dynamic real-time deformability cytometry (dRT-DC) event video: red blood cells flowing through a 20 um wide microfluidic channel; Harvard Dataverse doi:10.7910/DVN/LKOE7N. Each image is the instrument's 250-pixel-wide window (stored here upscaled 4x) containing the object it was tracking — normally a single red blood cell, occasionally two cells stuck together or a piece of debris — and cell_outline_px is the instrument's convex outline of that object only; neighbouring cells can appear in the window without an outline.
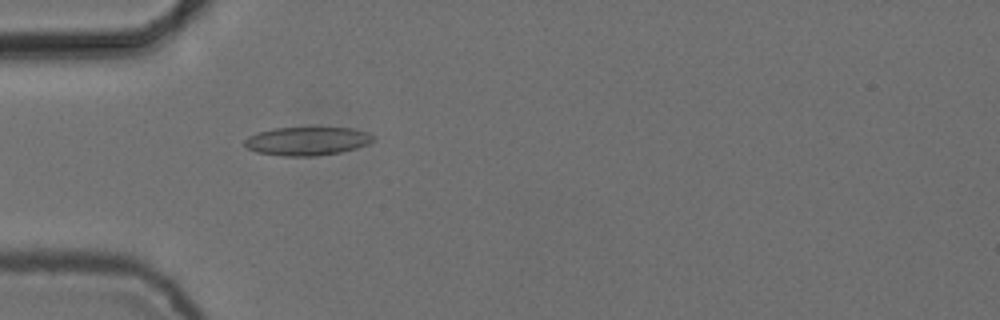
{"species": "common noctule bat (a hibernating species)", "species_latin": "Nyctalus noctula", "temperature_condition": "cold", "stored_images_in_passage": 4, "camera_frame_rate_fps": 3000, "um_per_image_px": 0.085, "animal": {"sex": "female", "body_mass_g": 24.6, "forearm_length_mm": 56.2}, "frame": {"image": 1, "passage_image": 4, "time_ms": 1.0, "image_size_px": [1000, 320], "cell_outline_px": [[376, 140], [368, 144], [356, 148], [340, 152], [316, 156], [284, 156], [256, 152], [248, 148], [244, 144], [244, 140], [248, 136], [272, 128], [352, 128], [368, 132], [376, 136]], "centroid_in_image_um": [26.15, 11.99], "position_along_channel_um": 58.9, "area_um2": 21.39}}